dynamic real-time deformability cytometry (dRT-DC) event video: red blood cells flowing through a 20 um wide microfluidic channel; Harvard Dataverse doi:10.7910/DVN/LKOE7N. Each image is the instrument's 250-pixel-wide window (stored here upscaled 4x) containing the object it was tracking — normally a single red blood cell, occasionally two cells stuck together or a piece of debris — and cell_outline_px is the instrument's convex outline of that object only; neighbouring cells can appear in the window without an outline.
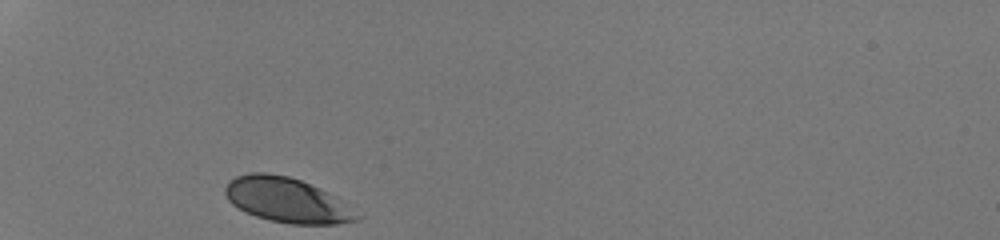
{"species": "human", "species_latin": "Homo sapiens", "temperature_condition": "room temperature", "stored_images_in_passage": 27, "camera_frame_rate_fps": 3000, "um_per_image_px": 0.085, "donor": {"sex": "male"}, "frame": {"image": 1, "passage_image": 1, "time_ms": 0.0, "image_size_px": [1000, 240], "cell_outline_px": [[360, 216], [356, 220], [336, 224], [292, 224], [268, 220], [256, 216], [232, 204], [228, 200], [224, 192], [224, 188], [228, 180], [236, 176], [248, 172], [264, 172], [288, 176], [300, 180], [328, 192]], "centroid_in_image_um": [24.31, 16.99], "position_along_channel_um": 60.7, "area_um2": 33.93}}
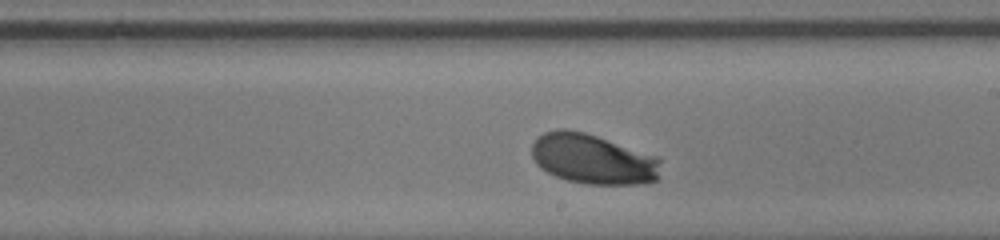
{"frame": {"image": 2, "passage_image": 16, "time_ms": 5.0, "image_size_px": [1000, 240], "cell_outline_px": [[660, 160], [656, 180], [636, 184], [588, 184], [568, 180], [556, 176], [540, 168], [536, 164], [532, 156], [532, 144], [536, 136], [544, 132], [560, 128], [564, 128], [584, 132], [656, 156]], "centroid_in_image_um": [50.33, 13.51], "position_along_channel_um": 238.7, "area_um2": 37.28}}
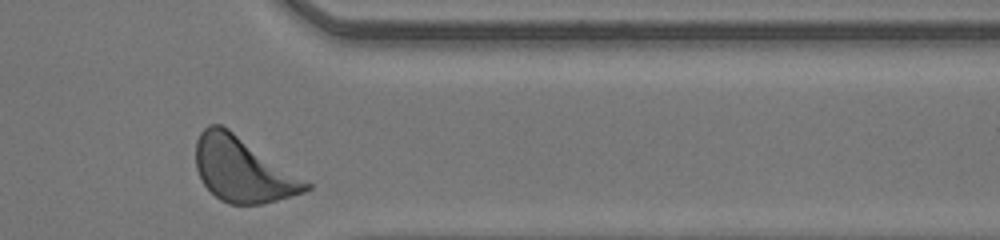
{"frame": {"image": 3, "passage_image": 27, "time_ms": 8.667, "image_size_px": [1000, 240], "cell_outline_px": [[312, 188], [304, 192], [264, 204], [228, 204], [220, 200], [200, 180], [196, 168], [196, 140], [200, 132], [208, 124], [220, 124], [228, 128], [312, 184]], "centroid_in_image_um": [20.61, 14.42], "position_along_channel_um": 390.8, "area_um2": 41.38}, "authors_computed_cell_mechanics": {"area_um2": 36.4718, "velocity_mm_per_s": 4.1766, "shape_relaxation_time_tau1_ms": 1.3002, "shape_relaxation_time_tau2_ms": null, "deformation_change_tau1": 0.1032, "deformation_change_tau2": null}}